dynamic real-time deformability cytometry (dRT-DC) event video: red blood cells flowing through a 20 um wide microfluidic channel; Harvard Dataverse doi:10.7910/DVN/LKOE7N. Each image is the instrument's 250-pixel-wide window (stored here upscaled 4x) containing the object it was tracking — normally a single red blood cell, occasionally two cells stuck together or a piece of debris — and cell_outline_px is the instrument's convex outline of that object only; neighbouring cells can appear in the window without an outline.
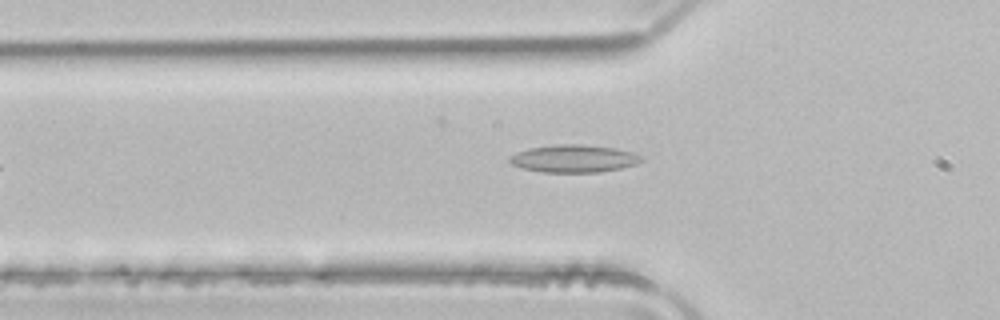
{"species": "common noctule bat (a hibernating species)", "species_latin": "Nyctalus noctula", "temperature_condition": "room temperature", "stored_images_in_passage": 33, "camera_frame_rate_fps": 3000, "um_per_image_px": 0.085, "animal": {"sex": "male", "body_mass_g": 21.5, "forearm_length_mm": 52.0}, "frame": {"image": 1, "passage_image": 2, "time_ms": 0.333, "image_size_px": [1000, 320], "cell_outline_px": [[644, 160], [636, 164], [620, 168], [600, 172], [544, 172], [524, 168], [512, 164], [508, 160], [508, 156], [516, 152], [528, 148], [556, 144], [580, 144], [616, 148], [632, 152], [644, 156]], "centroid_in_image_um": [48.79, 13.47], "position_along_channel_um": 77.0, "area_um2": 21.27}}
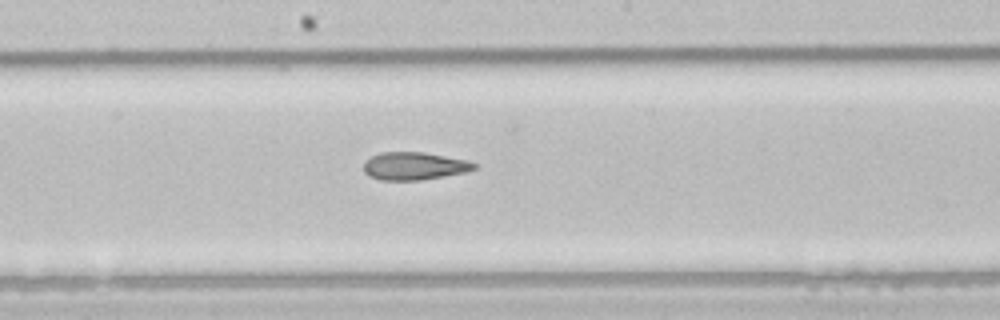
{"frame": {"image": 2, "passage_image": 12, "time_ms": 3.667, "image_size_px": [1000, 320], "cell_outline_px": [[476, 168], [464, 172], [420, 180], [380, 180], [368, 176], [364, 172], [364, 160], [380, 152], [424, 152], [468, 160], [476, 164]], "centroid_in_image_um": [35.16, 14.1], "position_along_channel_um": 213.0, "area_um2": 17.86}}
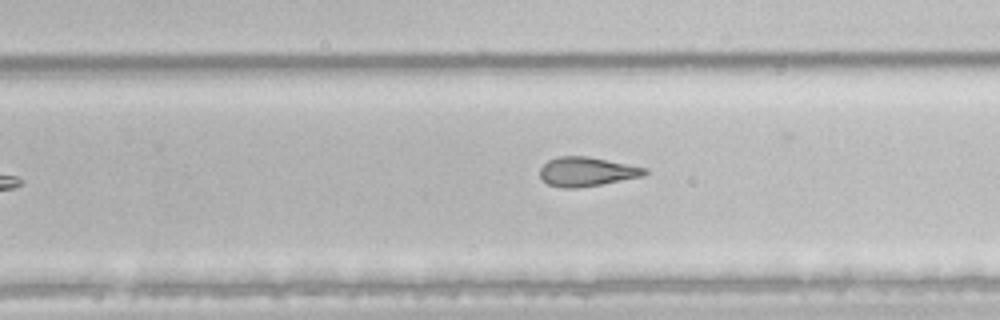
{"frame": {"image": 3, "passage_image": 17, "time_ms": 5.333, "image_size_px": [1000, 320], "cell_outline_px": [[648, 172], [644, 176], [600, 184], [576, 188], [564, 188], [548, 184], [540, 176], [540, 168], [548, 160], [556, 156], [588, 156], [648, 168]], "centroid_in_image_um": [49.88, 14.58], "position_along_channel_um": 279.9, "area_um2": 17.8}, "authors_computed_cell_mechanics": {"area_um2": 18.7272, "velocity_mm_per_s": 4.0499, "shape_relaxation_time_tau1_ms": null, "shape_relaxation_time_tau2_ms": 4.9888, "deformation_change_tau1": null, "deformation_change_tau2": 0.1626}}